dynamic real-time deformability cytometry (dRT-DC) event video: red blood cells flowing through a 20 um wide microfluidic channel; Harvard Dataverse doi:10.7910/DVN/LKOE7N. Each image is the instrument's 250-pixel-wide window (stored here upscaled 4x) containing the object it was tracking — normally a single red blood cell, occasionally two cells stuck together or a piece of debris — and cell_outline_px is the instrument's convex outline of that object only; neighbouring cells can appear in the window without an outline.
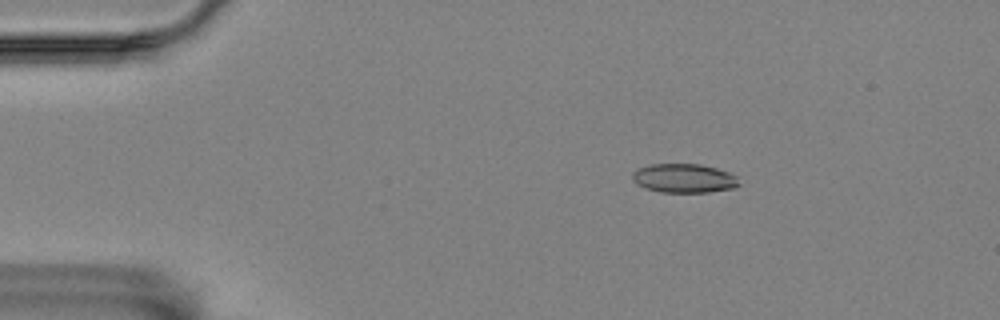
{"species": "Egyptian fruit bat (a non-hibernating species)", "species_latin": "Rousettus aegyptiacus", "temperature_condition": "room temperature", "stored_images_in_passage": 3, "camera_frame_rate_fps": 3000, "um_per_image_px": 0.085, "animal": {"sex": "female"}, "frame": {"image": 1, "passage_image": 2, "time_ms": 0.333, "image_size_px": [1000, 320], "cell_outline_px": [[740, 184], [736, 188], [708, 192], [660, 192], [644, 188], [636, 184], [632, 180], [632, 172], [636, 168], [652, 164], [700, 164], [716, 168], [728, 172], [736, 176]], "centroid_in_image_um": [58.11, 15.15], "position_along_channel_um": 26.9, "area_um2": 18.21}}